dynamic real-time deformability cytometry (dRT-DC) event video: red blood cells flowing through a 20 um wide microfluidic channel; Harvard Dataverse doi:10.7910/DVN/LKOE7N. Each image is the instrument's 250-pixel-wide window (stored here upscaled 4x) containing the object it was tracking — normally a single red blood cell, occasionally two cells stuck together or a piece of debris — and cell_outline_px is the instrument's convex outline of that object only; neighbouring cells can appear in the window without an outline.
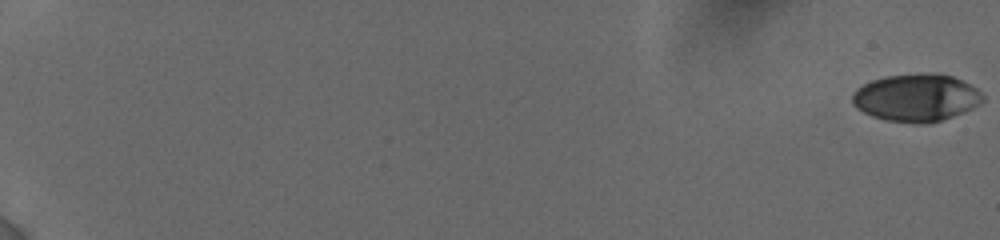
{"species": "human", "species_latin": "Homo sapiens", "temperature_condition": "cold", "stored_images_in_passage": 40, "camera_frame_rate_fps": 3000, "um_per_image_px": 0.085, "donor": {"sex": "female"}, "frame": {"image": 1, "passage_image": 1, "time_ms": 0.0, "image_size_px": [1000, 240], "cell_outline_px": [[984, 100], [980, 104], [964, 112], [928, 124], [916, 124], [884, 120], [872, 116], [856, 108], [852, 104], [852, 92], [856, 88], [872, 80], [888, 76], [924, 72], [936, 72], [952, 76], [976, 88], [984, 96]], "centroid_in_image_um": [77.87, 8.3], "position_along_channel_um": 7.1, "area_um2": 36.41}}
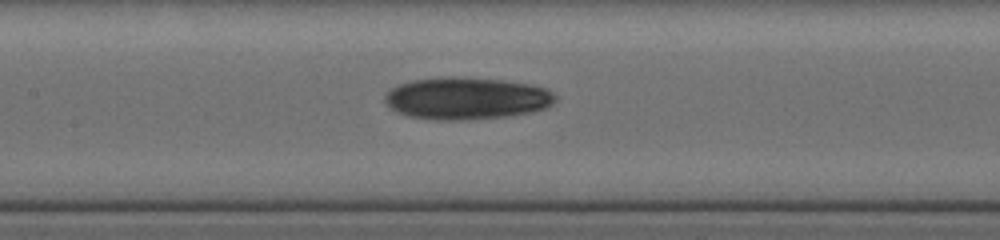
{"frame": {"image": 2, "passage_image": 22, "time_ms": 10.333, "image_size_px": [1000, 240], "cell_outline_px": [[556, 100], [552, 104], [544, 108], [532, 112], [504, 116], [460, 120], [436, 120], [412, 116], [400, 112], [392, 108], [384, 100], [384, 96], [388, 88], [396, 84], [412, 80], [440, 76], [452, 76], [500, 80], [528, 84], [544, 88], [552, 92], [556, 96]], "centroid_in_image_um": [39.61, 8.34], "position_along_channel_um": 167.8, "area_um2": 41.73}}
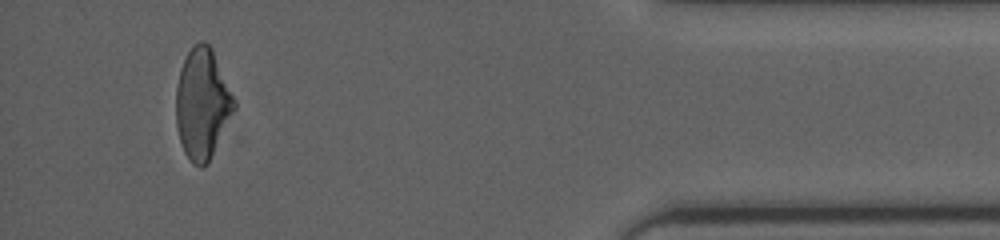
{"frame": {"image": 3, "passage_image": 38, "time_ms": 18.0, "image_size_px": [1000, 240], "cell_outline_px": [[236, 108], [208, 164], [204, 168], [200, 168], [192, 164], [184, 152], [180, 140], [176, 124], [176, 84], [180, 68], [188, 52], [200, 40], [204, 40], [212, 48], [236, 100]], "centroid_in_image_um": [17.2, 8.85], "position_along_channel_um": 418.0, "area_um2": 37.74}, "authors_computed_cell_mechanics": {"area_um2": 37.7723, "velocity_mm_per_s": 3.8402, "shape_relaxation_time_tau1_ms": 5.7637, "shape_relaxation_time_tau2_ms": 4.0683, "deformation_change_tau1": 0.1673, "deformation_change_tau2": 0.1262}}